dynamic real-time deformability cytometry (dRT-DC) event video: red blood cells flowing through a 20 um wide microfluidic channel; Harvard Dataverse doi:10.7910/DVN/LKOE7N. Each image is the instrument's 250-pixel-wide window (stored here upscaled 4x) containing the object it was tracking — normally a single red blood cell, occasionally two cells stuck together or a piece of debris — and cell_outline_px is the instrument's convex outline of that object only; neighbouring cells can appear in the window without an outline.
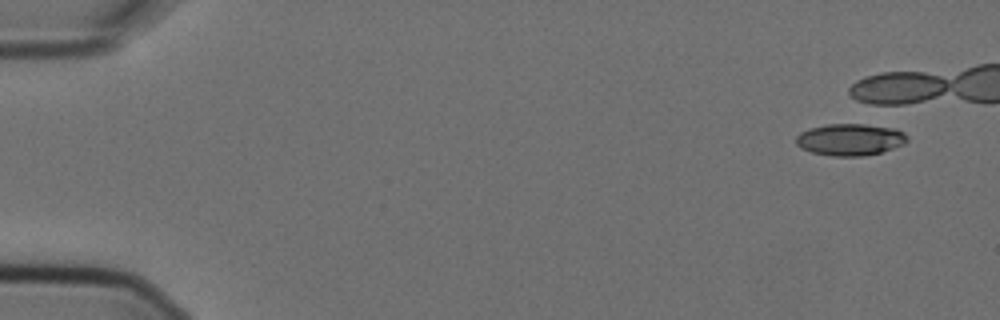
{"species": "Egyptian fruit bat (a non-hibernating species)", "species_latin": "Rousettus aegyptiacus", "temperature_condition": "cold", "stored_images_in_passage": 2, "camera_frame_rate_fps": 3000, "um_per_image_px": 0.085, "animal": {"sex": "female"}, "frame": {"image": 1, "passage_image": 2, "time_ms": 0.333, "image_size_px": [1000, 320], "cell_outline_px": [[908, 140], [904, 144], [880, 152], [864, 156], [832, 156], [812, 152], [800, 148], [796, 144], [796, 136], [800, 132], [808, 128], [828, 124], [864, 124], [896, 128], [904, 132], [908, 136]], "centroid_in_image_um": [72.25, 11.85], "position_along_channel_um": 12.7, "area_um2": 20.75}}